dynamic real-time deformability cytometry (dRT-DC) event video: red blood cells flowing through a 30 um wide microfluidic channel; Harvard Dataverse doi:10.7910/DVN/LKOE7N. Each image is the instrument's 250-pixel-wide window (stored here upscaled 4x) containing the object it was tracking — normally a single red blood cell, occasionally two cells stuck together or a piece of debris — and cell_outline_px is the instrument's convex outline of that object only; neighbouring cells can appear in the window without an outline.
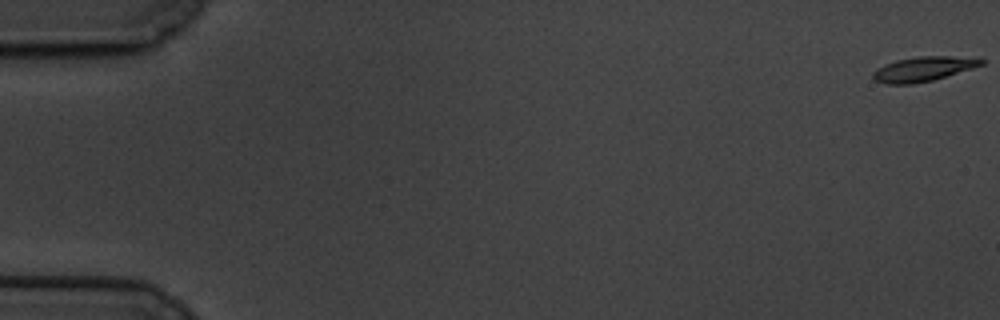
{"species": "common noctule bat (a hibernating species)", "species_latin": "Nyctalus noctula", "temperature_condition": "cold", "stored_images_in_passage": 61, "camera_frame_rate_fps": 3000, "um_per_image_px": 0.085, "animal": {"sex": "male", "body_mass_g": 19.5, "forearm_length_mm": 54.6}, "frame": {"image": 1, "passage_image": 1, "time_ms": 0.0, "image_size_px": [1000, 320], "cell_outline_px": [[984, 64], [972, 68], [932, 80], [912, 84], [884, 84], [876, 80], [872, 76], [872, 72], [884, 64], [896, 60], [920, 56], [952, 56], [984, 60]], "centroid_in_image_um": [78.42, 5.87], "position_along_channel_um": 6.6, "area_um2": 15.26}}
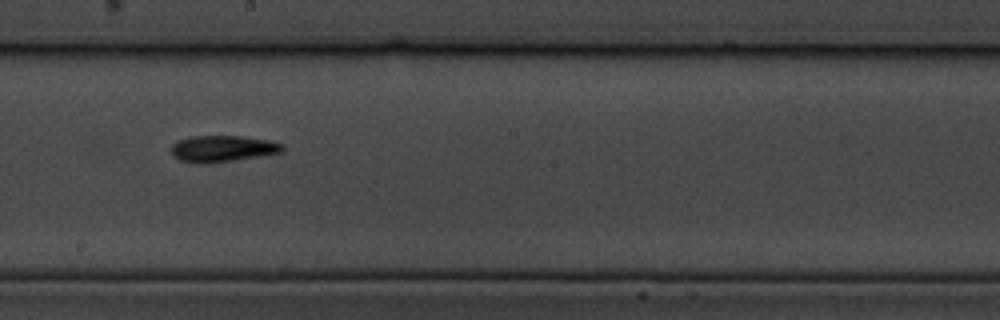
{"frame": {"image": 2, "passage_image": 35, "time_ms": 11.333, "image_size_px": [1000, 320], "cell_outline_px": [[284, 152], [260, 156], [204, 164], [196, 164], [180, 160], [172, 156], [172, 144], [180, 140], [192, 136], [244, 136], [272, 140], [284, 144]], "centroid_in_image_um": [18.96, 12.63], "position_along_channel_um": 229.2, "area_um2": 17.28}}
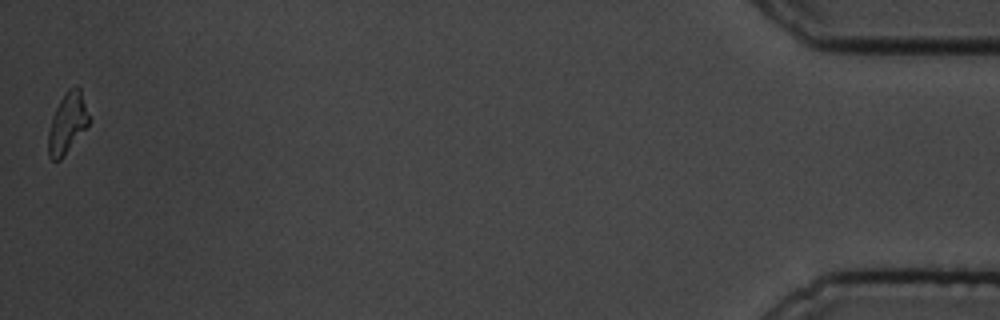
{"frame": {"image": 3, "passage_image": 61, "time_ms": 20.0, "image_size_px": [1000, 320], "cell_outline_px": [[92, 120], [60, 160], [52, 160], [48, 156], [48, 132], [52, 116], [60, 100], [68, 88], [76, 84], [80, 88]], "centroid_in_image_um": [5.74, 10.43], "position_along_channel_um": 429.5, "area_um2": 14.45}, "authors_computed_cell_mechanics": {"area_um2": 15.606, "velocity_mm_per_s": 3.347, "shape_relaxation_time_tau1_ms": 3.2839, "shape_relaxation_time_tau2_ms": 7.305, "deformation_change_tau1": 0.1179, "deformation_change_tau2": 0.1553}}